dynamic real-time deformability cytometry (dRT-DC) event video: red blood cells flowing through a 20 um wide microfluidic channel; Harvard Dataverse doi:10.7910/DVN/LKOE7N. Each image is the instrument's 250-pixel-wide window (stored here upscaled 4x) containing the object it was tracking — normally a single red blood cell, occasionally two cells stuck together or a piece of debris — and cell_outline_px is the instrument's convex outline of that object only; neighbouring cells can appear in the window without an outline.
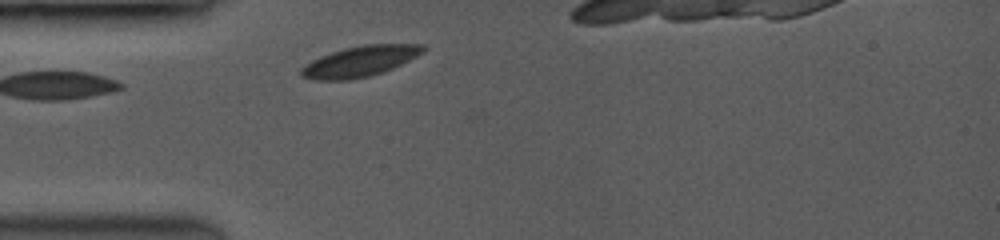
{"species": "common noctule bat (a hibernating species)", "species_latin": "Nyctalus noctula", "temperature_condition": "room temperature", "stored_images_in_passage": 2, "camera_frame_rate_fps": 3500, "um_per_image_px": 0.085, "animal": {"sex": "female", "body_mass_g": 19.0, "forearm_length_mm": 53.3}, "frame": {"image": 1, "passage_image": 2, "time_ms": 0.857, "image_size_px": [1000, 240], "cell_outline_px": [[428, 48], [424, 52], [392, 68], [368, 76], [348, 80], [316, 80], [300, 76], [300, 68], [312, 60], [320, 56], [344, 48], [364, 44], [424, 44]], "centroid_in_image_um": [30.59, 5.2], "position_along_channel_um": 54.4, "area_um2": 21.62}}